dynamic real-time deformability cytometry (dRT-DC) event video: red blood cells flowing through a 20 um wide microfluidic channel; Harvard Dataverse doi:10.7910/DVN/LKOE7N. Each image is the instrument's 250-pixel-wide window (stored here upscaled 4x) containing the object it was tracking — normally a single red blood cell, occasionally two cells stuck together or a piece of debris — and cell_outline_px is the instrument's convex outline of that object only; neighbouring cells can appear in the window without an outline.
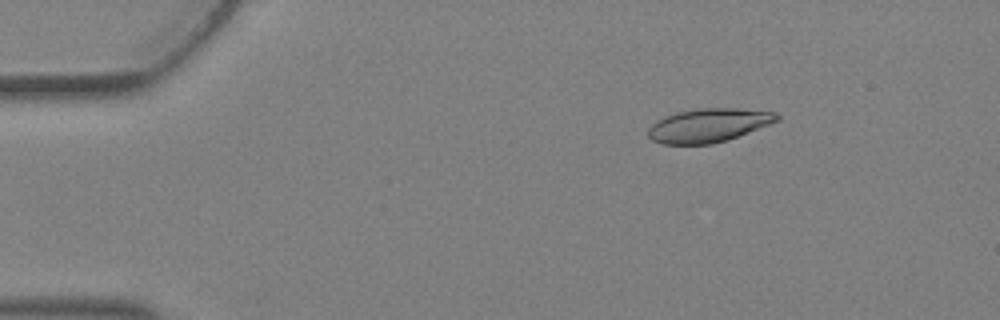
{"species": "Egyptian fruit bat (a non-hibernating species)", "species_latin": "Rousettus aegyptiacus", "temperature_condition": "warm", "stored_images_in_passage": 4, "camera_frame_rate_fps": 3000, "um_per_image_px": 0.085, "animal": {"sex": "female"}, "frame": {"image": 1, "passage_image": 2, "time_ms": 0.333, "image_size_px": [1000, 320], "cell_outline_px": [[780, 120], [728, 140], [712, 144], [660, 144], [652, 140], [648, 136], [648, 128], [656, 120], [664, 116], [676, 112], [696, 108], [736, 108], [776, 112], [780, 116]], "centroid_in_image_um": [60.21, 10.65], "position_along_channel_um": 24.8, "area_um2": 25.49}}
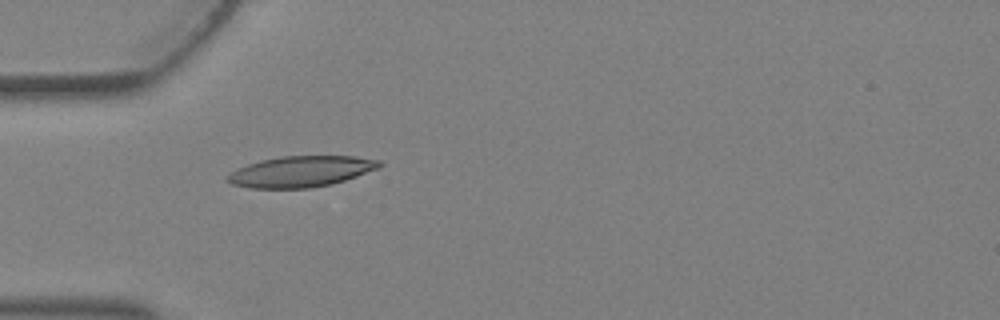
{"frame": {"image": 2, "passage_image": 4, "time_ms": 1.0, "image_size_px": [1000, 320], "cell_outline_px": [[384, 164], [380, 168], [332, 184], [312, 188], [248, 188], [232, 184], [224, 180], [224, 176], [248, 164], [280, 156], [356, 156], [380, 160]], "centroid_in_image_um": [25.6, 14.58], "position_along_channel_um": 59.4, "area_um2": 27.46}}